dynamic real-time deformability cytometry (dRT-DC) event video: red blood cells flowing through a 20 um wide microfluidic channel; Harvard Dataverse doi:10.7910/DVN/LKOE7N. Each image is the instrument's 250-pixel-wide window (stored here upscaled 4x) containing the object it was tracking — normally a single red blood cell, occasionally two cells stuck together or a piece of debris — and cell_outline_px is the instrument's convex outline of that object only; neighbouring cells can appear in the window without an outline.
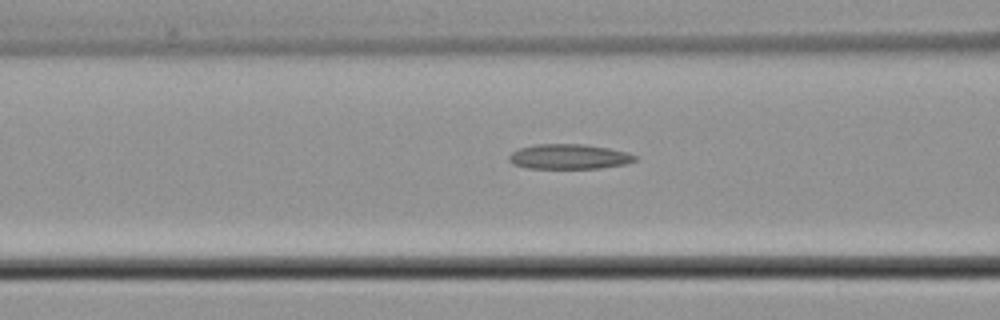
{"species": "common noctule bat (a hibernating species)", "species_latin": "Nyctalus noctula", "temperature_condition": "cold", "stored_images_in_passage": 35, "camera_frame_rate_fps": 3000, "um_per_image_px": 0.085, "animal": {"sex": "male", "body_mass_g": 21.5, "forearm_length_mm": 52.0}, "frame": {"image": 1, "passage_image": 14, "time_ms": 4.333, "image_size_px": [1000, 320], "cell_outline_px": [[636, 160], [628, 164], [600, 168], [528, 168], [512, 164], [508, 160], [508, 156], [512, 152], [520, 148], [536, 144], [584, 144], [608, 148], [628, 152], [636, 156]], "centroid_in_image_um": [48.37, 13.31], "position_along_channel_um": 118.2, "area_um2": 18.38}}
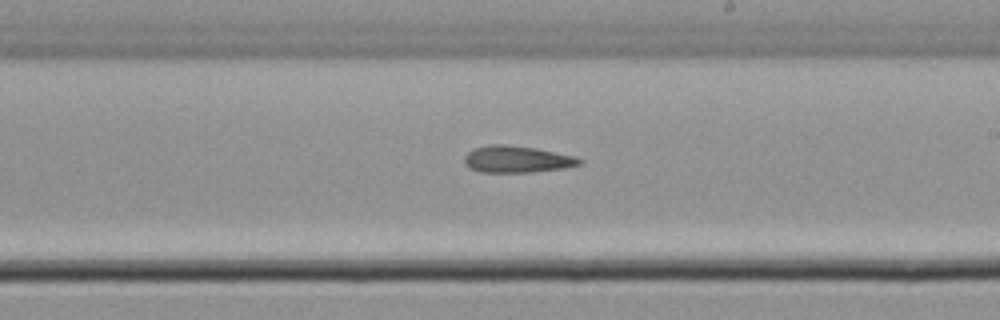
{"frame": {"image": 2, "passage_image": 24, "time_ms": 7.667, "image_size_px": [1000, 320], "cell_outline_px": [[584, 160], [580, 164], [564, 168], [532, 172], [480, 172], [468, 168], [464, 164], [464, 156], [468, 152], [476, 148], [492, 144], [504, 144], [532, 148], [576, 156]], "centroid_in_image_um": [43.92, 13.55], "position_along_channel_um": 245.1, "area_um2": 17.86}}
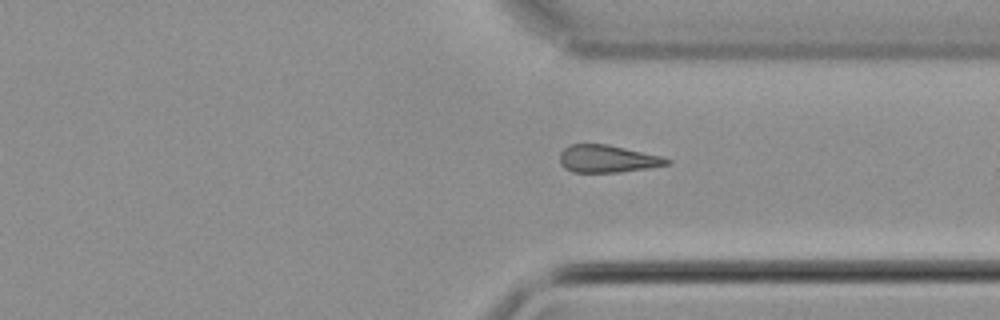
{"frame": {"image": 3, "passage_image": 33, "time_ms": 10.667, "image_size_px": [1000, 320], "cell_outline_px": [[672, 164], [648, 168], [620, 172], [572, 172], [564, 168], [560, 164], [560, 152], [568, 144], [608, 144], [660, 156], [672, 160]], "centroid_in_image_um": [51.62, 13.5], "position_along_channel_um": 359.8, "area_um2": 17.22}}